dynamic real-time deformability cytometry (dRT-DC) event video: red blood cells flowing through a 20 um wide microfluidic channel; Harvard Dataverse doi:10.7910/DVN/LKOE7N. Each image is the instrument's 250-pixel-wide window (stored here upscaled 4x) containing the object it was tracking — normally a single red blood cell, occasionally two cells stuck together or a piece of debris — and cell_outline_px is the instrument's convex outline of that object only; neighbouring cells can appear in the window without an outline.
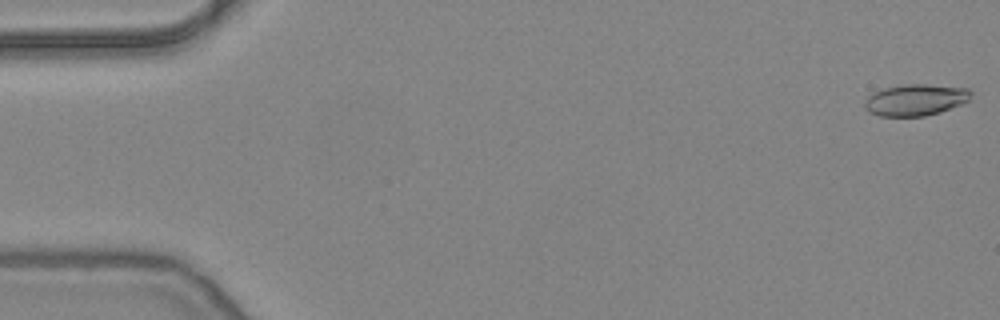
{"species": "common noctule bat (a hibernating species)", "species_latin": "Nyctalus noctula", "temperature_condition": "warm", "stored_images_in_passage": 50, "camera_frame_rate_fps": 3000, "um_per_image_px": 0.085, "animal": {"sex": "female", "body_mass_g": 24.6, "forearm_length_mm": 56.2}, "frame": {"image": 1, "passage_image": 1, "time_ms": 0.0, "image_size_px": [1000, 320], "cell_outline_px": [[972, 92], [968, 100], [960, 104], [940, 112], [924, 116], [880, 116], [868, 112], [864, 108], [864, 100], [872, 92], [884, 88], [904, 84], [928, 84], [968, 88]], "centroid_in_image_um": [77.77, 8.48], "position_along_channel_um": 7.2, "area_um2": 19.59}}
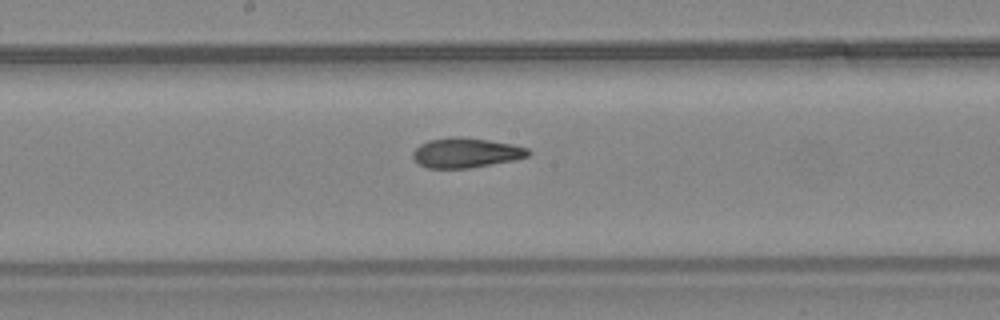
{"frame": {"image": 2, "passage_image": 28, "time_ms": 9.0, "image_size_px": [1000, 320], "cell_outline_px": [[532, 152], [528, 156], [512, 160], [468, 168], [428, 168], [420, 164], [412, 156], [412, 152], [420, 144], [428, 140], [488, 140], [512, 144], [528, 148]], "centroid_in_image_um": [39.63, 13.03], "position_along_channel_um": 208.6, "area_um2": 18.96}}
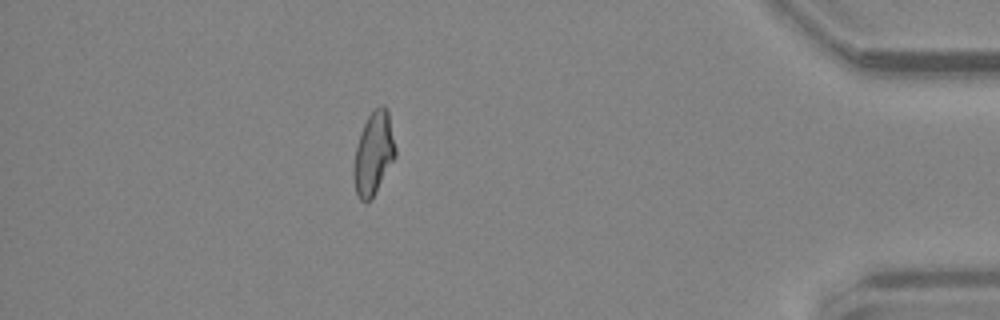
{"frame": {"image": 3, "passage_image": 47, "time_ms": 15.333, "image_size_px": [1000, 320], "cell_outline_px": [[396, 156], [372, 200], [364, 204], [356, 196], [352, 176], [352, 168], [356, 144], [360, 132], [368, 116], [380, 104], [384, 104], [388, 108], [396, 148]], "centroid_in_image_um": [31.73, 13.08], "position_along_channel_um": 403.5, "area_um2": 20.81}}